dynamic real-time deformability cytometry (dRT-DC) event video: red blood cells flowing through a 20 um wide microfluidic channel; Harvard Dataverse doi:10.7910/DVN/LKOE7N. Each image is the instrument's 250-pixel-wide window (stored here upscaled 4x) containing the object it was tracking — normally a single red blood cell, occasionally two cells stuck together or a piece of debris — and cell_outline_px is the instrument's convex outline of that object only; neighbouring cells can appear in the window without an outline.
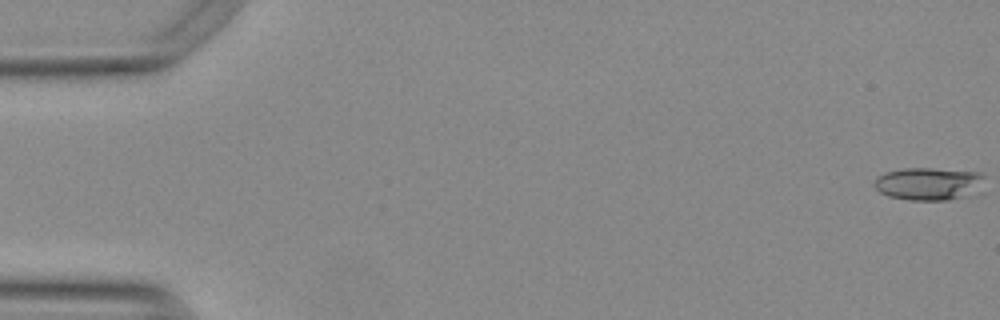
{"species": "Egyptian fruit bat (a non-hibernating species)", "species_latin": "Rousettus aegyptiacus", "temperature_condition": "warm", "stored_images_in_passage": 6, "camera_frame_rate_fps": 3000, "um_per_image_px": 0.085, "animal": {"sex": "female"}, "frame": {"image": 1, "passage_image": 1, "time_ms": 0.0, "image_size_px": [1000, 320], "cell_outline_px": [[980, 176], [960, 196], [948, 200], [908, 200], [888, 196], [880, 192], [872, 184], [884, 172], [900, 168], [932, 168], [976, 172]], "centroid_in_image_um": [78.62, 15.6], "position_along_channel_um": 6.4, "area_um2": 19.54}}